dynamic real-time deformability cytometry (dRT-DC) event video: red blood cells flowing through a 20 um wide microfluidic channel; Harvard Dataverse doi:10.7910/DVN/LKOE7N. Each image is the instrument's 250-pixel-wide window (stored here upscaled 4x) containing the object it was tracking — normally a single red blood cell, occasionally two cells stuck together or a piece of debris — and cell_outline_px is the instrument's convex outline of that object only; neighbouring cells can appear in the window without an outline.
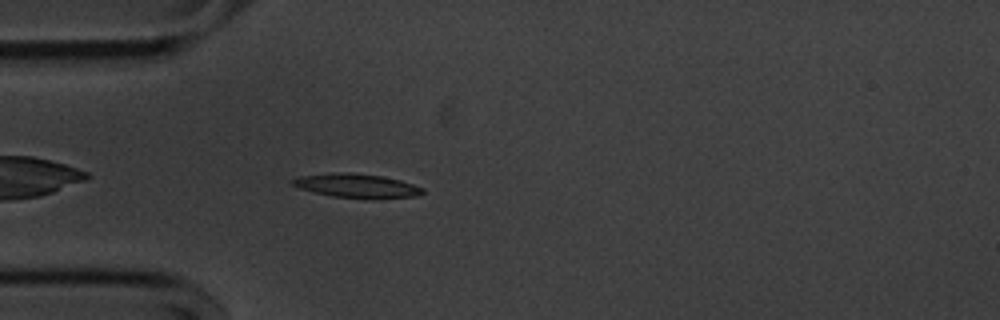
{"species": "common noctule bat (a hibernating species)", "species_latin": "Nyctalus noctula", "temperature_condition": "cold", "stored_images_in_passage": 33, "camera_frame_rate_fps": 3000, "um_per_image_px": 0.085, "animal": {"sex": "male", "body_mass_g": 20.1, "forearm_length_mm": 53.5}, "frame": {"image": 1, "passage_image": 1, "time_ms": 0.0, "image_size_px": [1000, 320], "cell_outline_px": [[424, 192], [416, 196], [332, 196], [300, 188], [292, 184], [292, 180], [300, 176], [332, 172], [352, 172], [384, 176], [400, 180], [424, 188]], "centroid_in_image_um": [30.28, 15.73], "position_along_channel_um": 54.7, "area_um2": 17.22}}
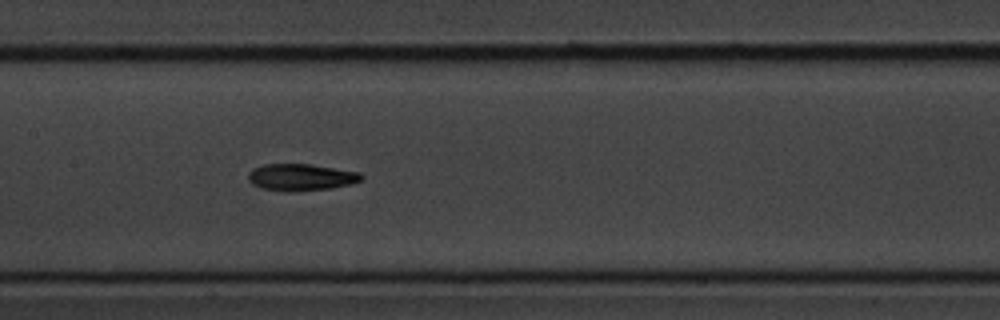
{"frame": {"image": 2, "passage_image": 12, "time_ms": 3.667, "image_size_px": [1000, 320], "cell_outline_px": [[364, 176], [360, 180], [352, 184], [328, 188], [292, 192], [260, 188], [252, 184], [248, 180], [248, 172], [252, 168], [264, 164], [312, 164], [360, 172]], "centroid_in_image_um": [25.56, 15.05], "position_along_channel_um": 181.8, "area_um2": 17.8}}
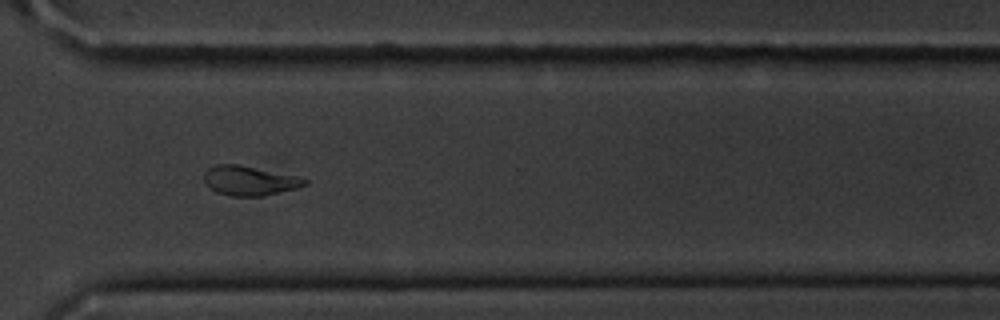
{"frame": {"image": 3, "passage_image": 26, "time_ms": 8.333, "image_size_px": [1000, 320], "cell_outline_px": [[308, 184], [296, 188], [260, 196], [232, 196], [216, 192], [208, 188], [204, 180], [204, 172], [208, 168], [216, 164], [236, 164], [296, 176], [308, 180]], "centroid_in_image_um": [21.15, 15.36], "position_along_channel_um": 349.4, "area_um2": 17.11}, "authors_computed_cell_mechanics": {"area_um2": 17.3978, "velocity_mm_per_s": 3.5951, "shape_relaxation_time_tau1_ms": 8.1604, "shape_relaxation_time_tau2_ms": 8.5355, "deformation_change_tau1": 0.2052, "deformation_change_tau2": 0.1893}}